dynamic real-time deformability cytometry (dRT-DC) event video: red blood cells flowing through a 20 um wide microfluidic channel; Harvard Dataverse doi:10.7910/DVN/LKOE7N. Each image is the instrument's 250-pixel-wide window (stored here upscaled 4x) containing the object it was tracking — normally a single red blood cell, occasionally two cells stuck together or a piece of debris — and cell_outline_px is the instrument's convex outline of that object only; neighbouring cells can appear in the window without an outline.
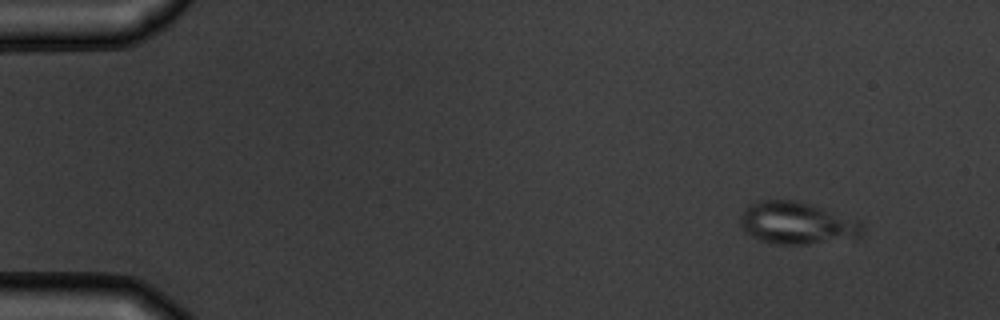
{"species": "common noctule bat (a hibernating species)", "species_latin": "Nyctalus noctula", "temperature_condition": "warm", "stored_images_in_passage": 3, "camera_frame_rate_fps": 3000, "um_per_image_px": 0.085, "animal": {"sex": "male", "body_mass_g": 19.5, "forearm_length_mm": 54.6}, "frame": {"image": 1, "passage_image": 1, "time_ms": 0.0, "image_size_px": [1000, 320], "cell_outline_px": [[864, 232], [856, 240], [804, 244], [776, 244], [760, 240], [744, 232], [740, 228], [740, 216], [744, 208], [748, 204], [760, 200], [796, 200], [860, 220], [864, 224]], "centroid_in_image_um": [67.77, 18.98], "position_along_channel_um": 17.2, "area_um2": 30.69}}